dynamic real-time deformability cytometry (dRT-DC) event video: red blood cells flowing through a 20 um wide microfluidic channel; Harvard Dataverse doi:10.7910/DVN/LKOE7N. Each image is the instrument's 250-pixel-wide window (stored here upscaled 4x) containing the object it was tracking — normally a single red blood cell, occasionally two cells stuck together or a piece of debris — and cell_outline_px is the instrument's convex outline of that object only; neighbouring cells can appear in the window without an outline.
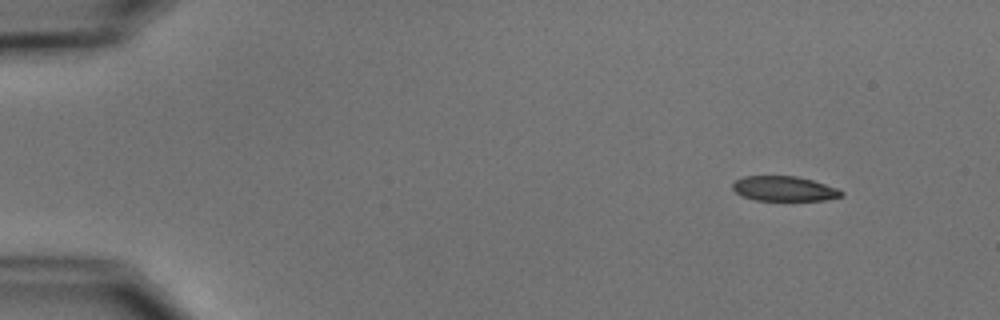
{"species": "common noctule bat (a hibernating species)", "species_latin": "Nyctalus noctula", "temperature_condition": "cold", "stored_images_in_passage": 5, "segment_of_instrument_passage": [1, 2], "camera_frame_rate_fps": 3000, "um_per_image_px": 0.085, "animal": {"sex": "male", "body_mass_g": 15.6}, "frame": {"image": 1, "passage_image": 1, "time_ms": 0.0, "image_size_px": [1000, 320], "cell_outline_px": [[844, 196], [824, 200], [756, 200], [744, 196], [736, 192], [732, 188], [732, 184], [736, 180], [744, 176], [796, 176], [812, 180], [836, 188], [844, 192]], "centroid_in_image_um": [66.66, 16.03], "position_along_channel_um": 18.3, "area_um2": 15.61}}